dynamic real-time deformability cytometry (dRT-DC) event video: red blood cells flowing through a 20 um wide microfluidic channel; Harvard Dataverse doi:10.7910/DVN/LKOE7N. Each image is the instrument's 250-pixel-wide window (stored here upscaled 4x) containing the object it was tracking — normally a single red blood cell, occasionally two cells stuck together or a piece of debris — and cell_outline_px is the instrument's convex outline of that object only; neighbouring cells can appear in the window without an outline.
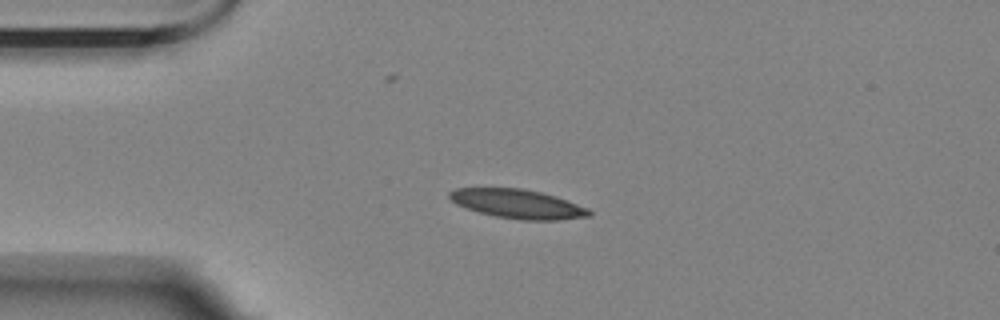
{"species": "Egyptian fruit bat (a non-hibernating species)", "species_latin": "Rousettus aegyptiacus", "temperature_condition": "room temperature", "stored_images_in_passage": 2, "camera_frame_rate_fps": 3000, "um_per_image_px": 0.085, "animal": {"sex": "female"}, "frame": {"image": 1, "passage_image": 1, "time_ms": 0.0, "image_size_px": [1000, 320], "cell_outline_px": [[592, 216], [560, 220], [520, 220], [496, 216], [464, 208], [456, 204], [448, 196], [448, 192], [456, 188], [520, 188], [540, 192], [588, 208], [592, 212]], "centroid_in_image_um": [43.98, 17.34], "position_along_channel_um": 41.0, "area_um2": 23.47}}